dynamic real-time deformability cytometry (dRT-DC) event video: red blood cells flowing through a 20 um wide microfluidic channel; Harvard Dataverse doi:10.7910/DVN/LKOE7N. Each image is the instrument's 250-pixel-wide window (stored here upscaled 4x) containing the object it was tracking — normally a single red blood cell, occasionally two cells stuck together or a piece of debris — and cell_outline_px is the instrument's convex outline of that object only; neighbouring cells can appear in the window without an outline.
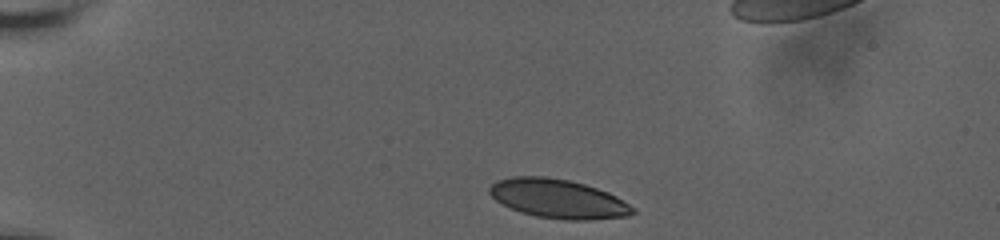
{"species": "human", "species_latin": "Homo sapiens", "temperature_condition": "room temperature", "stored_images_in_passage": 8, "camera_frame_rate_fps": 3000, "um_per_image_px": 0.085, "donor": {"sex": "male"}, "frame": {"image": 1, "passage_image": 1, "time_ms": 0.0, "image_size_px": [1000, 240], "cell_outline_px": [[636, 212], [628, 216], [588, 220], [564, 220], [536, 216], [520, 212], [496, 200], [488, 192], [488, 188], [496, 180], [512, 176], [544, 176], [568, 180], [584, 184], [608, 192], [616, 196], [636, 208]], "centroid_in_image_um": [47.45, 16.89], "position_along_channel_um": 37.6, "area_um2": 32.6}}
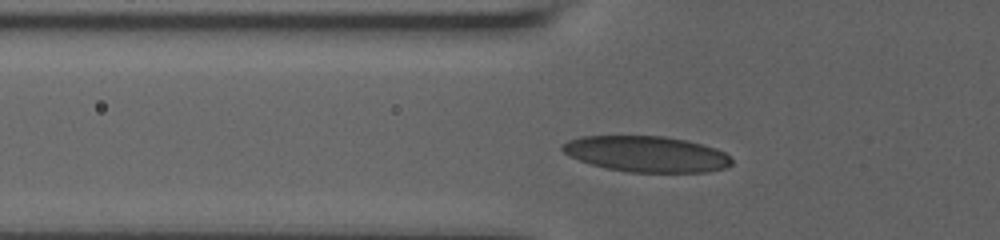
{"frame": {"image": 2, "passage_image": 5, "time_ms": 2.667, "image_size_px": [1000, 240], "cell_outline_px": [[732, 164], [724, 168], [708, 172], [628, 172], [608, 168], [592, 164], [568, 156], [560, 148], [560, 144], [568, 140], [584, 136], [664, 136], [688, 140], [716, 148], [724, 152], [732, 160]], "centroid_in_image_um": [54.95, 13.08], "position_along_channel_um": 70.9, "area_um2": 35.43}}
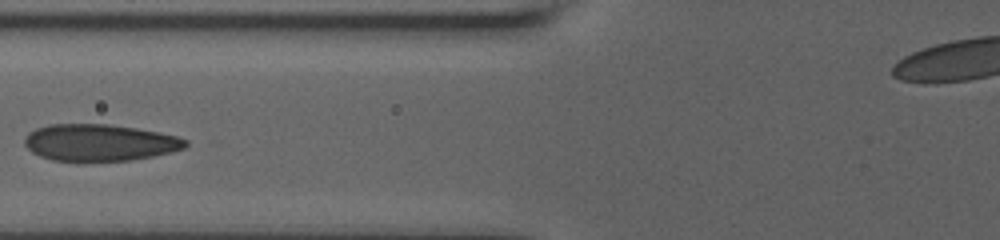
{"frame": {"image": 3, "passage_image": 7, "time_ms": 4.0, "image_size_px": [1000, 240], "cell_outline_px": [[188, 144], [184, 148], [152, 156], [132, 160], [84, 164], [52, 160], [40, 156], [32, 152], [24, 144], [24, 140], [28, 132], [36, 128], [48, 124], [108, 124], [136, 128], [176, 136], [188, 140]], "centroid_in_image_um": [8.4, 12.16], "position_along_channel_um": 117.4, "area_um2": 35.26}}